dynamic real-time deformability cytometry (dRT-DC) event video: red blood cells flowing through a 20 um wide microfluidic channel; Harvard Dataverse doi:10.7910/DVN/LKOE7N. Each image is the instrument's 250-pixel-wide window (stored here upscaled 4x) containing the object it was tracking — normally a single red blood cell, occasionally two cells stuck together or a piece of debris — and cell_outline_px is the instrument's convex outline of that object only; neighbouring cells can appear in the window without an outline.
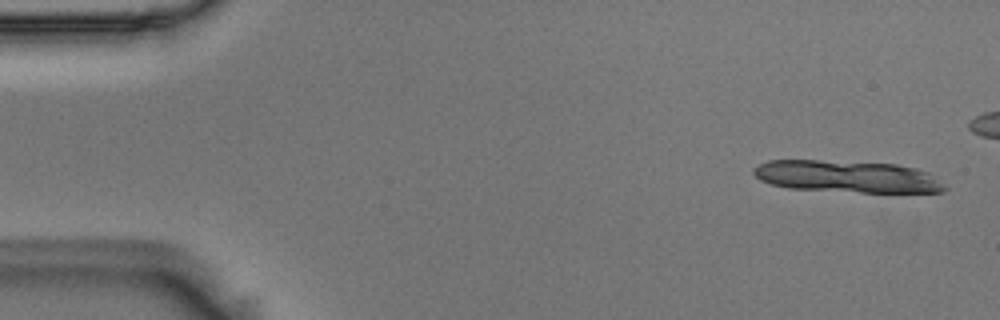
{"species": "Egyptian fruit bat (a non-hibernating species)", "species_latin": "Rousettus aegyptiacus", "temperature_condition": "room temperature", "stored_images_in_passage": 11, "camera_frame_rate_fps": 3000, "um_per_image_px": 0.085, "animal": {"sex": "male"}, "frame": {"image": 1, "passage_image": 2, "time_ms": 0.333, "image_size_px": [1000, 320], "cell_outline_px": [[948, 188], [944, 192], [860, 192], [788, 188], [772, 184], [760, 180], [752, 172], [752, 168], [768, 160], [816, 160], [896, 164], [916, 168], [928, 172], [944, 184]], "centroid_in_image_um": [72.01, 15.0], "position_along_channel_um": 13.0, "area_um2": 35.55}}